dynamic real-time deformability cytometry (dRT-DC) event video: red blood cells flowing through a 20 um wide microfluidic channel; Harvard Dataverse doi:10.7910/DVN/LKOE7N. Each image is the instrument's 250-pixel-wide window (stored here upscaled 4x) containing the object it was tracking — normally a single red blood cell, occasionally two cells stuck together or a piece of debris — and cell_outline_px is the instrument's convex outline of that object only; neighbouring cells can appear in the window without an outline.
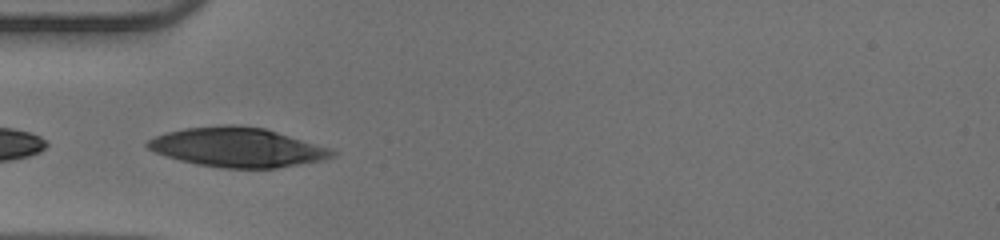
{"species": "human", "species_latin": "Homo sapiens", "temperature_condition": "warm", "stored_images_in_passage": 20, "camera_frame_rate_fps": 3000, "um_per_image_px": 0.085, "donor": {"sex": "male"}, "frame": {"image": 1, "passage_image": 1, "time_ms": 0.0, "image_size_px": [1000, 240], "cell_outline_px": [[336, 156], [324, 160], [276, 168], [220, 168], [196, 164], [180, 160], [156, 152], [148, 148], [144, 144], [148, 140], [156, 136], [168, 132], [184, 128], [224, 124], [236, 124], [264, 128], [328, 148], [336, 152]], "centroid_in_image_um": [20.16, 12.52], "position_along_channel_um": 64.8, "area_um2": 42.14}}
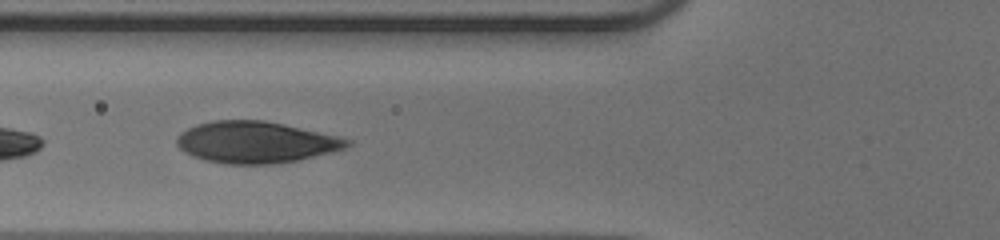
{"frame": {"image": 2, "passage_image": 4, "time_ms": 1.0, "image_size_px": [1000, 240], "cell_outline_px": [[352, 144], [344, 148], [332, 152], [300, 160], [272, 164], [228, 164], [204, 160], [192, 156], [184, 152], [176, 144], [176, 136], [180, 132], [196, 124], [212, 120], [264, 120], [284, 124], [340, 136], [352, 140]], "centroid_in_image_um": [21.74, 12.09], "position_along_channel_um": 104.1, "area_um2": 41.62}}
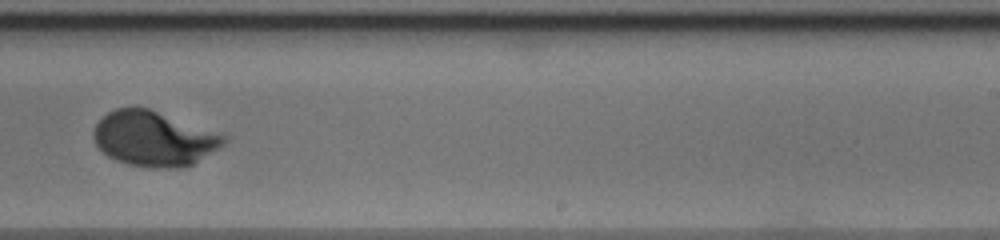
{"frame": {"image": 3, "passage_image": 17, "time_ms": 5.333, "image_size_px": [1000, 240], "cell_outline_px": [[228, 140], [220, 148], [192, 164], [180, 168], [152, 168], [128, 164], [116, 160], [108, 156], [96, 144], [92, 136], [92, 132], [96, 124], [108, 112], [116, 108], [148, 108], [224, 132], [228, 136]], "centroid_in_image_um": [13.16, 11.78], "position_along_channel_um": 275.8, "area_um2": 42.25}}